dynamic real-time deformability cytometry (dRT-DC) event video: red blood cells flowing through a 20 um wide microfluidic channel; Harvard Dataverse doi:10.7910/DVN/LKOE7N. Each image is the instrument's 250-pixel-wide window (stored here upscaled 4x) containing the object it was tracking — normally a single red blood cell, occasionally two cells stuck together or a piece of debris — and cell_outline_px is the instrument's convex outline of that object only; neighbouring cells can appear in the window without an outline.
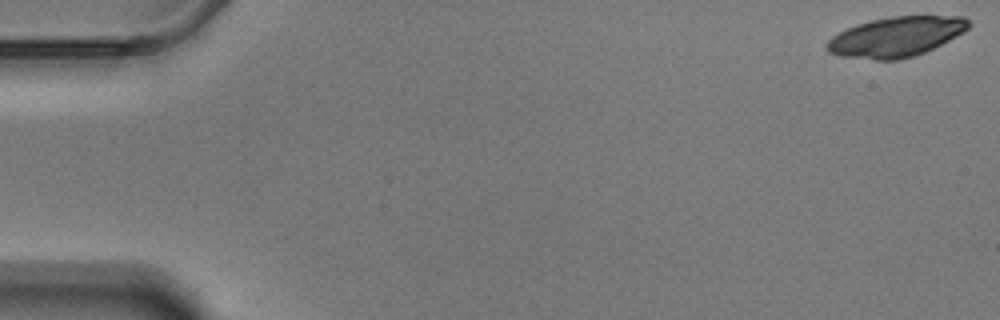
{"species": "Egyptian fruit bat (a non-hibernating species)", "species_latin": "Rousettus aegyptiacus", "temperature_condition": "warm", "stored_images_in_passage": 59, "camera_frame_rate_fps": 3000, "um_per_image_px": 0.085, "animal": {"sex": "male"}, "frame": {"image": 1, "passage_image": 1, "time_ms": 0.0, "image_size_px": [1000, 320], "cell_outline_px": [[972, 24], [964, 32], [924, 52], [912, 56], [896, 60], [876, 60], [840, 56], [828, 52], [824, 48], [824, 44], [832, 36], [856, 24], [872, 20], [892, 16], [964, 16]], "centroid_in_image_um": [76.13, 3.12], "position_along_channel_um": 8.9, "area_um2": 32.89}}
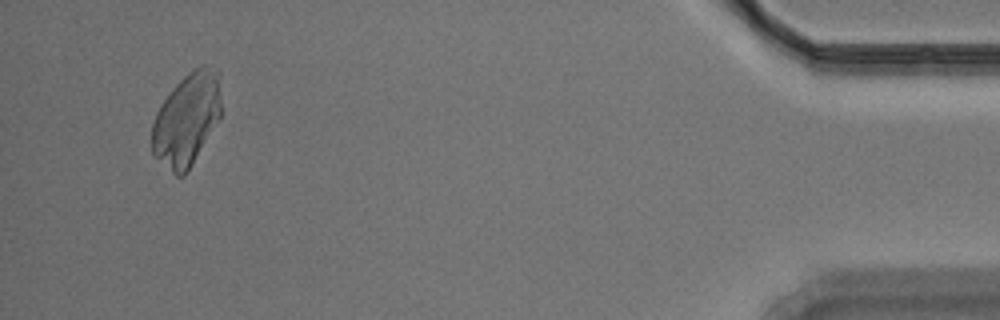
{"frame": {"image": 2, "passage_image": 56, "time_ms": 18.333, "image_size_px": [1000, 320], "cell_outline_px": [[220, 120], [192, 164], [184, 176], [176, 176], [152, 152], [152, 124], [156, 112], [160, 104], [172, 88], [188, 72], [200, 64], [204, 64], [220, 68]], "centroid_in_image_um": [15.9, 10.08], "position_along_channel_um": 419.3, "area_um2": 37.69}}